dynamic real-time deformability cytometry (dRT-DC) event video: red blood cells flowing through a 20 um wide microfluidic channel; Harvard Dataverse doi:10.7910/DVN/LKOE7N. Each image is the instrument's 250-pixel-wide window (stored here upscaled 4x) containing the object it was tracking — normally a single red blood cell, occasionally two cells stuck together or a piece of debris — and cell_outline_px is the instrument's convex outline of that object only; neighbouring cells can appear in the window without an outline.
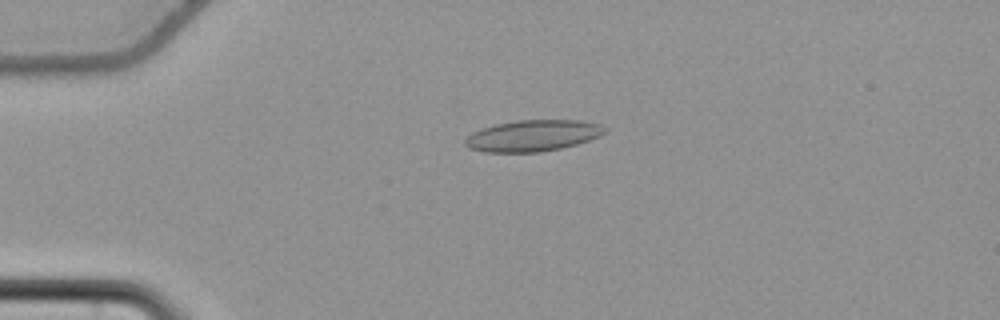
{"species": "common noctule bat (a hibernating species)", "species_latin": "Nyctalus noctula", "temperature_condition": "cold", "stored_images_in_passage": 50, "camera_frame_rate_fps": 3000, "um_per_image_px": 0.085, "animal": {"sex": "female", "body_mass_g": 22.7, "forearm_length_mm": 54.2}, "frame": {"image": 1, "passage_image": 8, "time_ms": 2.333, "image_size_px": [1000, 320], "cell_outline_px": [[608, 128], [600, 136], [576, 144], [560, 148], [540, 152], [484, 152], [468, 148], [464, 144], [464, 140], [472, 132], [496, 124], [516, 120], [580, 120], [600, 124]], "centroid_in_image_um": [45.28, 11.53], "position_along_channel_um": 39.7, "area_um2": 25.43}}
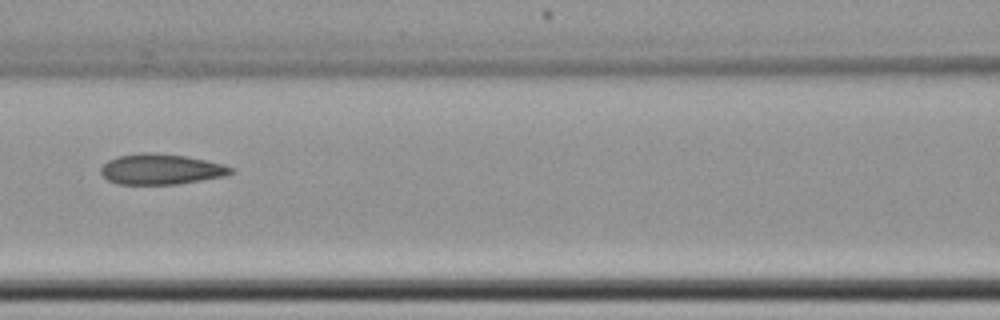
{"frame": {"image": 2, "passage_image": 20, "time_ms": 6.333, "image_size_px": [1000, 320], "cell_outline_px": [[232, 172], [224, 176], [176, 184], [116, 184], [108, 180], [100, 172], [100, 168], [108, 160], [116, 156], [140, 152], [148, 152], [184, 156], [224, 164], [232, 168]], "centroid_in_image_um": [13.62, 14.38], "position_along_channel_um": 153.0, "area_um2": 22.95}}
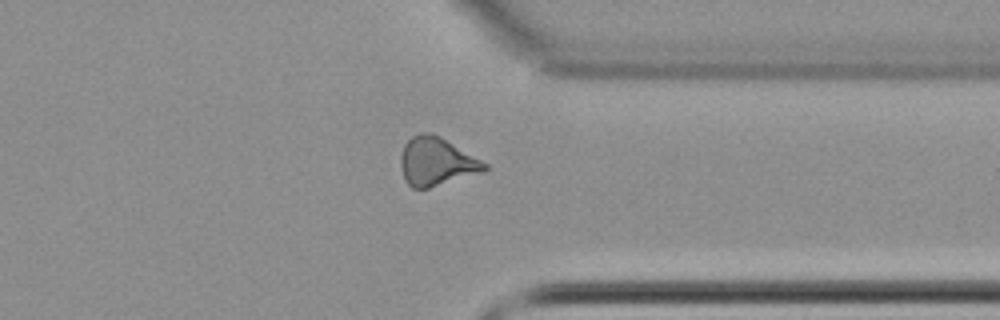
{"frame": {"image": 3, "passage_image": 38, "time_ms": 12.333, "image_size_px": [1000, 320], "cell_outline_px": [[488, 168], [484, 172], [428, 188], [412, 188], [404, 180], [400, 164], [400, 156], [404, 144], [412, 136], [420, 132], [432, 132], [440, 136], [488, 164]], "centroid_in_image_um": [37.08, 13.73], "position_along_channel_um": 374.3, "area_um2": 23.7}, "authors_computed_cell_mechanics": {"area_um2": 23.2067, "velocity_mm_per_s": 3.7244, "shape_relaxation_time_tau1_ms": null, "shape_relaxation_time_tau2_ms": 3.0227, "deformation_change_tau1": null, "deformation_change_tau2": 0.0994}}